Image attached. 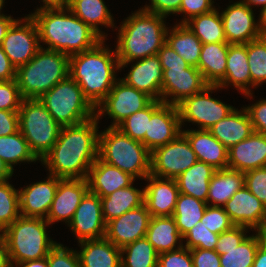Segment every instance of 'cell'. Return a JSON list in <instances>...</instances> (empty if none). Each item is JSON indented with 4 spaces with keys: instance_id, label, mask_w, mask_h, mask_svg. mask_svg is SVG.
<instances>
[{
    "instance_id": "cell-1",
    "label": "cell",
    "mask_w": 266,
    "mask_h": 267,
    "mask_svg": "<svg viewBox=\"0 0 266 267\" xmlns=\"http://www.w3.org/2000/svg\"><path fill=\"white\" fill-rule=\"evenodd\" d=\"M99 119L95 116L83 123L64 126L51 150L41 163L50 175L61 179H86L98 158Z\"/></svg>"
},
{
    "instance_id": "cell-2",
    "label": "cell",
    "mask_w": 266,
    "mask_h": 267,
    "mask_svg": "<svg viewBox=\"0 0 266 267\" xmlns=\"http://www.w3.org/2000/svg\"><path fill=\"white\" fill-rule=\"evenodd\" d=\"M36 22L42 48L69 57L94 48L103 39L67 7L36 8L30 14Z\"/></svg>"
},
{
    "instance_id": "cell-3",
    "label": "cell",
    "mask_w": 266,
    "mask_h": 267,
    "mask_svg": "<svg viewBox=\"0 0 266 267\" xmlns=\"http://www.w3.org/2000/svg\"><path fill=\"white\" fill-rule=\"evenodd\" d=\"M105 45L103 39L94 48L69 57V76L95 108L119 79L116 77V71L120 70L116 50Z\"/></svg>"
},
{
    "instance_id": "cell-4",
    "label": "cell",
    "mask_w": 266,
    "mask_h": 267,
    "mask_svg": "<svg viewBox=\"0 0 266 267\" xmlns=\"http://www.w3.org/2000/svg\"><path fill=\"white\" fill-rule=\"evenodd\" d=\"M165 18L140 8L123 20L115 47L118 61L130 62L157 55L166 43Z\"/></svg>"
},
{
    "instance_id": "cell-5",
    "label": "cell",
    "mask_w": 266,
    "mask_h": 267,
    "mask_svg": "<svg viewBox=\"0 0 266 267\" xmlns=\"http://www.w3.org/2000/svg\"><path fill=\"white\" fill-rule=\"evenodd\" d=\"M69 76V56L40 48L25 65L16 69V81L23 99H39Z\"/></svg>"
},
{
    "instance_id": "cell-6",
    "label": "cell",
    "mask_w": 266,
    "mask_h": 267,
    "mask_svg": "<svg viewBox=\"0 0 266 267\" xmlns=\"http://www.w3.org/2000/svg\"><path fill=\"white\" fill-rule=\"evenodd\" d=\"M98 157L112 166L144 180L151 174V152L117 127L99 132Z\"/></svg>"
},
{
    "instance_id": "cell-7",
    "label": "cell",
    "mask_w": 266,
    "mask_h": 267,
    "mask_svg": "<svg viewBox=\"0 0 266 267\" xmlns=\"http://www.w3.org/2000/svg\"><path fill=\"white\" fill-rule=\"evenodd\" d=\"M49 225L43 218L19 216L2 231L11 267L17 263L48 256L57 244L47 233Z\"/></svg>"
},
{
    "instance_id": "cell-8",
    "label": "cell",
    "mask_w": 266,
    "mask_h": 267,
    "mask_svg": "<svg viewBox=\"0 0 266 267\" xmlns=\"http://www.w3.org/2000/svg\"><path fill=\"white\" fill-rule=\"evenodd\" d=\"M39 100L61 127L77 125L96 116V108L70 76L54 85Z\"/></svg>"
},
{
    "instance_id": "cell-9",
    "label": "cell",
    "mask_w": 266,
    "mask_h": 267,
    "mask_svg": "<svg viewBox=\"0 0 266 267\" xmlns=\"http://www.w3.org/2000/svg\"><path fill=\"white\" fill-rule=\"evenodd\" d=\"M19 131L41 161L56 143L61 126L39 99H23L18 111Z\"/></svg>"
},
{
    "instance_id": "cell-10",
    "label": "cell",
    "mask_w": 266,
    "mask_h": 267,
    "mask_svg": "<svg viewBox=\"0 0 266 267\" xmlns=\"http://www.w3.org/2000/svg\"><path fill=\"white\" fill-rule=\"evenodd\" d=\"M218 89H221L218 85H207L201 92L186 97L177 104L181 127L187 121L196 123L200 130H208L235 109L234 106L211 97L210 93Z\"/></svg>"
},
{
    "instance_id": "cell-11",
    "label": "cell",
    "mask_w": 266,
    "mask_h": 267,
    "mask_svg": "<svg viewBox=\"0 0 266 267\" xmlns=\"http://www.w3.org/2000/svg\"><path fill=\"white\" fill-rule=\"evenodd\" d=\"M153 99L120 78L115 82L109 94L96 107V117L100 120L106 115L112 118L108 127H117L123 120L147 107Z\"/></svg>"
},
{
    "instance_id": "cell-12",
    "label": "cell",
    "mask_w": 266,
    "mask_h": 267,
    "mask_svg": "<svg viewBox=\"0 0 266 267\" xmlns=\"http://www.w3.org/2000/svg\"><path fill=\"white\" fill-rule=\"evenodd\" d=\"M151 174L160 178L176 179L198 159L187 138L181 133L175 140L151 152Z\"/></svg>"
},
{
    "instance_id": "cell-13",
    "label": "cell",
    "mask_w": 266,
    "mask_h": 267,
    "mask_svg": "<svg viewBox=\"0 0 266 267\" xmlns=\"http://www.w3.org/2000/svg\"><path fill=\"white\" fill-rule=\"evenodd\" d=\"M23 18H17L13 22L1 45L16 69L28 63L42 46L34 19L30 14Z\"/></svg>"
},
{
    "instance_id": "cell-14",
    "label": "cell",
    "mask_w": 266,
    "mask_h": 267,
    "mask_svg": "<svg viewBox=\"0 0 266 267\" xmlns=\"http://www.w3.org/2000/svg\"><path fill=\"white\" fill-rule=\"evenodd\" d=\"M68 227L77 242L105 238L106 222L103 218L100 196L89 190L83 196Z\"/></svg>"
},
{
    "instance_id": "cell-15",
    "label": "cell",
    "mask_w": 266,
    "mask_h": 267,
    "mask_svg": "<svg viewBox=\"0 0 266 267\" xmlns=\"http://www.w3.org/2000/svg\"><path fill=\"white\" fill-rule=\"evenodd\" d=\"M207 85L197 67L165 69L163 71L161 101L165 104L177 105L184 98L201 92Z\"/></svg>"
},
{
    "instance_id": "cell-16",
    "label": "cell",
    "mask_w": 266,
    "mask_h": 267,
    "mask_svg": "<svg viewBox=\"0 0 266 267\" xmlns=\"http://www.w3.org/2000/svg\"><path fill=\"white\" fill-rule=\"evenodd\" d=\"M220 15L228 44H247L262 36L259 19L255 20L253 9L242 0L227 5Z\"/></svg>"
},
{
    "instance_id": "cell-17",
    "label": "cell",
    "mask_w": 266,
    "mask_h": 267,
    "mask_svg": "<svg viewBox=\"0 0 266 267\" xmlns=\"http://www.w3.org/2000/svg\"><path fill=\"white\" fill-rule=\"evenodd\" d=\"M235 226L266 233V206L245 185L223 205Z\"/></svg>"
},
{
    "instance_id": "cell-18",
    "label": "cell",
    "mask_w": 266,
    "mask_h": 267,
    "mask_svg": "<svg viewBox=\"0 0 266 267\" xmlns=\"http://www.w3.org/2000/svg\"><path fill=\"white\" fill-rule=\"evenodd\" d=\"M151 214L143 204L106 223L105 238L118 248L146 237Z\"/></svg>"
},
{
    "instance_id": "cell-19",
    "label": "cell",
    "mask_w": 266,
    "mask_h": 267,
    "mask_svg": "<svg viewBox=\"0 0 266 267\" xmlns=\"http://www.w3.org/2000/svg\"><path fill=\"white\" fill-rule=\"evenodd\" d=\"M135 62V63H133ZM132 63L128 74L120 78L127 85L161 101L163 70L157 55L130 62H119L120 70Z\"/></svg>"
},
{
    "instance_id": "cell-20",
    "label": "cell",
    "mask_w": 266,
    "mask_h": 267,
    "mask_svg": "<svg viewBox=\"0 0 266 267\" xmlns=\"http://www.w3.org/2000/svg\"><path fill=\"white\" fill-rule=\"evenodd\" d=\"M182 133L177 105L162 103L148 120V133H145V147L154 149L175 140Z\"/></svg>"
},
{
    "instance_id": "cell-21",
    "label": "cell",
    "mask_w": 266,
    "mask_h": 267,
    "mask_svg": "<svg viewBox=\"0 0 266 267\" xmlns=\"http://www.w3.org/2000/svg\"><path fill=\"white\" fill-rule=\"evenodd\" d=\"M61 178L48 175L18 190L20 216L46 219Z\"/></svg>"
},
{
    "instance_id": "cell-22",
    "label": "cell",
    "mask_w": 266,
    "mask_h": 267,
    "mask_svg": "<svg viewBox=\"0 0 266 267\" xmlns=\"http://www.w3.org/2000/svg\"><path fill=\"white\" fill-rule=\"evenodd\" d=\"M88 190L87 179H60L46 218L48 223L63 221L68 225Z\"/></svg>"
},
{
    "instance_id": "cell-23",
    "label": "cell",
    "mask_w": 266,
    "mask_h": 267,
    "mask_svg": "<svg viewBox=\"0 0 266 267\" xmlns=\"http://www.w3.org/2000/svg\"><path fill=\"white\" fill-rule=\"evenodd\" d=\"M144 189L143 204L151 216H173L179 188L175 179L160 178L149 174Z\"/></svg>"
},
{
    "instance_id": "cell-24",
    "label": "cell",
    "mask_w": 266,
    "mask_h": 267,
    "mask_svg": "<svg viewBox=\"0 0 266 267\" xmlns=\"http://www.w3.org/2000/svg\"><path fill=\"white\" fill-rule=\"evenodd\" d=\"M266 166V135L253 132L228 149L227 168L247 172Z\"/></svg>"
},
{
    "instance_id": "cell-25",
    "label": "cell",
    "mask_w": 266,
    "mask_h": 267,
    "mask_svg": "<svg viewBox=\"0 0 266 267\" xmlns=\"http://www.w3.org/2000/svg\"><path fill=\"white\" fill-rule=\"evenodd\" d=\"M88 189L100 197H106L118 189L128 187L136 178L119 168L102 161L99 157L89 169Z\"/></svg>"
},
{
    "instance_id": "cell-26",
    "label": "cell",
    "mask_w": 266,
    "mask_h": 267,
    "mask_svg": "<svg viewBox=\"0 0 266 267\" xmlns=\"http://www.w3.org/2000/svg\"><path fill=\"white\" fill-rule=\"evenodd\" d=\"M229 85L235 87L246 98H252L253 91L250 89L251 74L247 57V44H230L228 47L225 77L218 86L222 90Z\"/></svg>"
},
{
    "instance_id": "cell-27",
    "label": "cell",
    "mask_w": 266,
    "mask_h": 267,
    "mask_svg": "<svg viewBox=\"0 0 266 267\" xmlns=\"http://www.w3.org/2000/svg\"><path fill=\"white\" fill-rule=\"evenodd\" d=\"M182 134L189 141L198 161L209 164L216 170L227 168L228 149L208 130L183 129Z\"/></svg>"
},
{
    "instance_id": "cell-28",
    "label": "cell",
    "mask_w": 266,
    "mask_h": 267,
    "mask_svg": "<svg viewBox=\"0 0 266 267\" xmlns=\"http://www.w3.org/2000/svg\"><path fill=\"white\" fill-rule=\"evenodd\" d=\"M208 131L227 149L248 138L253 132L250 117L245 108L234 109L215 123Z\"/></svg>"
},
{
    "instance_id": "cell-29",
    "label": "cell",
    "mask_w": 266,
    "mask_h": 267,
    "mask_svg": "<svg viewBox=\"0 0 266 267\" xmlns=\"http://www.w3.org/2000/svg\"><path fill=\"white\" fill-rule=\"evenodd\" d=\"M81 267H121V249L106 238L78 242Z\"/></svg>"
},
{
    "instance_id": "cell-30",
    "label": "cell",
    "mask_w": 266,
    "mask_h": 267,
    "mask_svg": "<svg viewBox=\"0 0 266 267\" xmlns=\"http://www.w3.org/2000/svg\"><path fill=\"white\" fill-rule=\"evenodd\" d=\"M67 8L102 39L107 40V35L99 26L116 28L113 14L111 15L104 0H69Z\"/></svg>"
},
{
    "instance_id": "cell-31",
    "label": "cell",
    "mask_w": 266,
    "mask_h": 267,
    "mask_svg": "<svg viewBox=\"0 0 266 267\" xmlns=\"http://www.w3.org/2000/svg\"><path fill=\"white\" fill-rule=\"evenodd\" d=\"M146 238L158 254L179 249L184 245L183 237L172 216H152Z\"/></svg>"
},
{
    "instance_id": "cell-32",
    "label": "cell",
    "mask_w": 266,
    "mask_h": 267,
    "mask_svg": "<svg viewBox=\"0 0 266 267\" xmlns=\"http://www.w3.org/2000/svg\"><path fill=\"white\" fill-rule=\"evenodd\" d=\"M228 43L202 44L198 69L208 85H218L225 77Z\"/></svg>"
},
{
    "instance_id": "cell-33",
    "label": "cell",
    "mask_w": 266,
    "mask_h": 267,
    "mask_svg": "<svg viewBox=\"0 0 266 267\" xmlns=\"http://www.w3.org/2000/svg\"><path fill=\"white\" fill-rule=\"evenodd\" d=\"M243 186V172L230 168L216 170L210 180L207 205L223 207L235 192Z\"/></svg>"
},
{
    "instance_id": "cell-34",
    "label": "cell",
    "mask_w": 266,
    "mask_h": 267,
    "mask_svg": "<svg viewBox=\"0 0 266 267\" xmlns=\"http://www.w3.org/2000/svg\"><path fill=\"white\" fill-rule=\"evenodd\" d=\"M215 171L213 166L197 161L175 179L179 193L207 203L209 184Z\"/></svg>"
},
{
    "instance_id": "cell-35",
    "label": "cell",
    "mask_w": 266,
    "mask_h": 267,
    "mask_svg": "<svg viewBox=\"0 0 266 267\" xmlns=\"http://www.w3.org/2000/svg\"><path fill=\"white\" fill-rule=\"evenodd\" d=\"M166 43L190 66L198 68L202 43L185 24L176 22L172 29L168 27Z\"/></svg>"
},
{
    "instance_id": "cell-36",
    "label": "cell",
    "mask_w": 266,
    "mask_h": 267,
    "mask_svg": "<svg viewBox=\"0 0 266 267\" xmlns=\"http://www.w3.org/2000/svg\"><path fill=\"white\" fill-rule=\"evenodd\" d=\"M100 198L102 201L103 218L107 223L129 210L143 205L144 189L135 188L132 184Z\"/></svg>"
},
{
    "instance_id": "cell-37",
    "label": "cell",
    "mask_w": 266,
    "mask_h": 267,
    "mask_svg": "<svg viewBox=\"0 0 266 267\" xmlns=\"http://www.w3.org/2000/svg\"><path fill=\"white\" fill-rule=\"evenodd\" d=\"M202 44L227 43L223 21L217 8L197 15L184 23Z\"/></svg>"
},
{
    "instance_id": "cell-38",
    "label": "cell",
    "mask_w": 266,
    "mask_h": 267,
    "mask_svg": "<svg viewBox=\"0 0 266 267\" xmlns=\"http://www.w3.org/2000/svg\"><path fill=\"white\" fill-rule=\"evenodd\" d=\"M247 236L236 248L221 250V267H252L258 247L266 240V233L255 231Z\"/></svg>"
},
{
    "instance_id": "cell-39",
    "label": "cell",
    "mask_w": 266,
    "mask_h": 267,
    "mask_svg": "<svg viewBox=\"0 0 266 267\" xmlns=\"http://www.w3.org/2000/svg\"><path fill=\"white\" fill-rule=\"evenodd\" d=\"M207 203L179 193L173 218L183 237L197 222H200L207 207Z\"/></svg>"
},
{
    "instance_id": "cell-40",
    "label": "cell",
    "mask_w": 266,
    "mask_h": 267,
    "mask_svg": "<svg viewBox=\"0 0 266 267\" xmlns=\"http://www.w3.org/2000/svg\"><path fill=\"white\" fill-rule=\"evenodd\" d=\"M0 157L12 171L20 162L29 164V162L39 161L31 152L28 142L20 131L8 136H0Z\"/></svg>"
},
{
    "instance_id": "cell-41",
    "label": "cell",
    "mask_w": 266,
    "mask_h": 267,
    "mask_svg": "<svg viewBox=\"0 0 266 267\" xmlns=\"http://www.w3.org/2000/svg\"><path fill=\"white\" fill-rule=\"evenodd\" d=\"M157 263L158 253L146 237L121 249V267H157Z\"/></svg>"
},
{
    "instance_id": "cell-42",
    "label": "cell",
    "mask_w": 266,
    "mask_h": 267,
    "mask_svg": "<svg viewBox=\"0 0 266 267\" xmlns=\"http://www.w3.org/2000/svg\"><path fill=\"white\" fill-rule=\"evenodd\" d=\"M162 101L153 100L144 109L123 120L117 128L133 140L140 141L145 145V133H148V120L152 113L162 104Z\"/></svg>"
},
{
    "instance_id": "cell-43",
    "label": "cell",
    "mask_w": 266,
    "mask_h": 267,
    "mask_svg": "<svg viewBox=\"0 0 266 267\" xmlns=\"http://www.w3.org/2000/svg\"><path fill=\"white\" fill-rule=\"evenodd\" d=\"M247 57L251 87L258 88L261 84L266 83V36L247 43Z\"/></svg>"
},
{
    "instance_id": "cell-44",
    "label": "cell",
    "mask_w": 266,
    "mask_h": 267,
    "mask_svg": "<svg viewBox=\"0 0 266 267\" xmlns=\"http://www.w3.org/2000/svg\"><path fill=\"white\" fill-rule=\"evenodd\" d=\"M20 216L19 193L9 181L0 183V231Z\"/></svg>"
},
{
    "instance_id": "cell-45",
    "label": "cell",
    "mask_w": 266,
    "mask_h": 267,
    "mask_svg": "<svg viewBox=\"0 0 266 267\" xmlns=\"http://www.w3.org/2000/svg\"><path fill=\"white\" fill-rule=\"evenodd\" d=\"M218 239L219 234L211 232L203 223L197 222L195 226L183 236V241L186 240L183 246L189 250L195 248L215 250Z\"/></svg>"
},
{
    "instance_id": "cell-46",
    "label": "cell",
    "mask_w": 266,
    "mask_h": 267,
    "mask_svg": "<svg viewBox=\"0 0 266 267\" xmlns=\"http://www.w3.org/2000/svg\"><path fill=\"white\" fill-rule=\"evenodd\" d=\"M200 223L216 234L223 233L234 226L223 207L218 206H207Z\"/></svg>"
},
{
    "instance_id": "cell-47",
    "label": "cell",
    "mask_w": 266,
    "mask_h": 267,
    "mask_svg": "<svg viewBox=\"0 0 266 267\" xmlns=\"http://www.w3.org/2000/svg\"><path fill=\"white\" fill-rule=\"evenodd\" d=\"M48 267H81L76 250L57 243L48 253Z\"/></svg>"
},
{
    "instance_id": "cell-48",
    "label": "cell",
    "mask_w": 266,
    "mask_h": 267,
    "mask_svg": "<svg viewBox=\"0 0 266 267\" xmlns=\"http://www.w3.org/2000/svg\"><path fill=\"white\" fill-rule=\"evenodd\" d=\"M22 101L16 79L0 81V110L19 111Z\"/></svg>"
},
{
    "instance_id": "cell-49",
    "label": "cell",
    "mask_w": 266,
    "mask_h": 267,
    "mask_svg": "<svg viewBox=\"0 0 266 267\" xmlns=\"http://www.w3.org/2000/svg\"><path fill=\"white\" fill-rule=\"evenodd\" d=\"M244 185L266 206V166L245 172Z\"/></svg>"
},
{
    "instance_id": "cell-50",
    "label": "cell",
    "mask_w": 266,
    "mask_h": 267,
    "mask_svg": "<svg viewBox=\"0 0 266 267\" xmlns=\"http://www.w3.org/2000/svg\"><path fill=\"white\" fill-rule=\"evenodd\" d=\"M157 267H194L191 252L182 246L179 249L158 254Z\"/></svg>"
},
{
    "instance_id": "cell-51",
    "label": "cell",
    "mask_w": 266,
    "mask_h": 267,
    "mask_svg": "<svg viewBox=\"0 0 266 267\" xmlns=\"http://www.w3.org/2000/svg\"><path fill=\"white\" fill-rule=\"evenodd\" d=\"M248 230L245 226H233L231 229L219 234L218 242L216 243L215 251L221 255V250H231L236 248L248 235Z\"/></svg>"
},
{
    "instance_id": "cell-52",
    "label": "cell",
    "mask_w": 266,
    "mask_h": 267,
    "mask_svg": "<svg viewBox=\"0 0 266 267\" xmlns=\"http://www.w3.org/2000/svg\"><path fill=\"white\" fill-rule=\"evenodd\" d=\"M213 0H182L179 14H183L179 24H184L194 16L208 13L215 9Z\"/></svg>"
},
{
    "instance_id": "cell-53",
    "label": "cell",
    "mask_w": 266,
    "mask_h": 267,
    "mask_svg": "<svg viewBox=\"0 0 266 267\" xmlns=\"http://www.w3.org/2000/svg\"><path fill=\"white\" fill-rule=\"evenodd\" d=\"M250 117L254 132L266 135V99L244 107Z\"/></svg>"
},
{
    "instance_id": "cell-54",
    "label": "cell",
    "mask_w": 266,
    "mask_h": 267,
    "mask_svg": "<svg viewBox=\"0 0 266 267\" xmlns=\"http://www.w3.org/2000/svg\"><path fill=\"white\" fill-rule=\"evenodd\" d=\"M151 5L141 8L147 12L154 13L167 18L169 15L178 14L182 0H149Z\"/></svg>"
},
{
    "instance_id": "cell-55",
    "label": "cell",
    "mask_w": 266,
    "mask_h": 267,
    "mask_svg": "<svg viewBox=\"0 0 266 267\" xmlns=\"http://www.w3.org/2000/svg\"><path fill=\"white\" fill-rule=\"evenodd\" d=\"M190 252L194 267H221L220 255L215 250L195 248Z\"/></svg>"
},
{
    "instance_id": "cell-56",
    "label": "cell",
    "mask_w": 266,
    "mask_h": 267,
    "mask_svg": "<svg viewBox=\"0 0 266 267\" xmlns=\"http://www.w3.org/2000/svg\"><path fill=\"white\" fill-rule=\"evenodd\" d=\"M157 56L161 61L162 70L176 67H189L190 65L175 52L167 43L157 52Z\"/></svg>"
},
{
    "instance_id": "cell-57",
    "label": "cell",
    "mask_w": 266,
    "mask_h": 267,
    "mask_svg": "<svg viewBox=\"0 0 266 267\" xmlns=\"http://www.w3.org/2000/svg\"><path fill=\"white\" fill-rule=\"evenodd\" d=\"M18 131V111L0 110V136H8Z\"/></svg>"
},
{
    "instance_id": "cell-58",
    "label": "cell",
    "mask_w": 266,
    "mask_h": 267,
    "mask_svg": "<svg viewBox=\"0 0 266 267\" xmlns=\"http://www.w3.org/2000/svg\"><path fill=\"white\" fill-rule=\"evenodd\" d=\"M16 79V68L11 64L8 56L0 46V81Z\"/></svg>"
},
{
    "instance_id": "cell-59",
    "label": "cell",
    "mask_w": 266,
    "mask_h": 267,
    "mask_svg": "<svg viewBox=\"0 0 266 267\" xmlns=\"http://www.w3.org/2000/svg\"><path fill=\"white\" fill-rule=\"evenodd\" d=\"M15 20L16 19H14L11 15L0 16V46L2 45L7 30L10 28V26Z\"/></svg>"
},
{
    "instance_id": "cell-60",
    "label": "cell",
    "mask_w": 266,
    "mask_h": 267,
    "mask_svg": "<svg viewBox=\"0 0 266 267\" xmlns=\"http://www.w3.org/2000/svg\"><path fill=\"white\" fill-rule=\"evenodd\" d=\"M0 267H11L4 235L0 231Z\"/></svg>"
},
{
    "instance_id": "cell-61",
    "label": "cell",
    "mask_w": 266,
    "mask_h": 267,
    "mask_svg": "<svg viewBox=\"0 0 266 267\" xmlns=\"http://www.w3.org/2000/svg\"><path fill=\"white\" fill-rule=\"evenodd\" d=\"M252 267H266V240L258 247Z\"/></svg>"
},
{
    "instance_id": "cell-62",
    "label": "cell",
    "mask_w": 266,
    "mask_h": 267,
    "mask_svg": "<svg viewBox=\"0 0 266 267\" xmlns=\"http://www.w3.org/2000/svg\"><path fill=\"white\" fill-rule=\"evenodd\" d=\"M14 171L1 159L0 157V183L6 182L11 179Z\"/></svg>"
},
{
    "instance_id": "cell-63",
    "label": "cell",
    "mask_w": 266,
    "mask_h": 267,
    "mask_svg": "<svg viewBox=\"0 0 266 267\" xmlns=\"http://www.w3.org/2000/svg\"><path fill=\"white\" fill-rule=\"evenodd\" d=\"M48 267L47 257L14 264L13 267Z\"/></svg>"
},
{
    "instance_id": "cell-64",
    "label": "cell",
    "mask_w": 266,
    "mask_h": 267,
    "mask_svg": "<svg viewBox=\"0 0 266 267\" xmlns=\"http://www.w3.org/2000/svg\"><path fill=\"white\" fill-rule=\"evenodd\" d=\"M43 6L40 8L67 7L69 0H42Z\"/></svg>"
},
{
    "instance_id": "cell-65",
    "label": "cell",
    "mask_w": 266,
    "mask_h": 267,
    "mask_svg": "<svg viewBox=\"0 0 266 267\" xmlns=\"http://www.w3.org/2000/svg\"><path fill=\"white\" fill-rule=\"evenodd\" d=\"M259 29L262 36H266V7L259 14Z\"/></svg>"
},
{
    "instance_id": "cell-66",
    "label": "cell",
    "mask_w": 266,
    "mask_h": 267,
    "mask_svg": "<svg viewBox=\"0 0 266 267\" xmlns=\"http://www.w3.org/2000/svg\"><path fill=\"white\" fill-rule=\"evenodd\" d=\"M245 4H247L251 9L252 7H261L260 11H262L266 7V0H242Z\"/></svg>"
},
{
    "instance_id": "cell-67",
    "label": "cell",
    "mask_w": 266,
    "mask_h": 267,
    "mask_svg": "<svg viewBox=\"0 0 266 267\" xmlns=\"http://www.w3.org/2000/svg\"><path fill=\"white\" fill-rule=\"evenodd\" d=\"M5 2V0H0V16H2V15H5V14H3V13H1L2 11V9H3V6H4V3Z\"/></svg>"
}]
</instances>
